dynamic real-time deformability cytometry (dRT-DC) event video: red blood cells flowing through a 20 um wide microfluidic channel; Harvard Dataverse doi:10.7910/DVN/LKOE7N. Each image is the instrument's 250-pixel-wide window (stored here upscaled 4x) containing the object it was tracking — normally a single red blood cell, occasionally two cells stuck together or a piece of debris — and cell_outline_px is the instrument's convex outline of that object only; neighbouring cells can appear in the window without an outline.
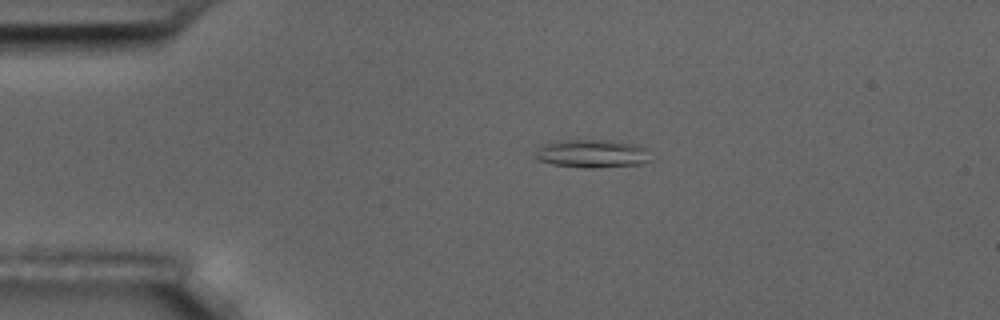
{"species": "common noctule bat (a hibernating species)", "species_latin": "Nyctalus noctula", "temperature_condition": "room temperature", "stored_images_in_passage": 55, "segment_of_instrument_passage": [1, 2], "camera_frame_rate_fps": 3000, "um_per_image_px": 0.085, "animal": {"sex": "male", "body_mass_g": 17.5, "forearm_length_mm": 52.3}, "frame": {"image": 1, "passage_image": 11, "time_ms": 3.333, "image_size_px": [1000, 320], "cell_outline_px": [[652, 160], [644, 164], [596, 168], [584, 168], [552, 164], [536, 160], [536, 152], [540, 144], [556, 140], [616, 140], [640, 144], [648, 148]], "centroid_in_image_um": [50.4, 13.05], "position_along_channel_um": 34.6, "area_um2": 19.71}}
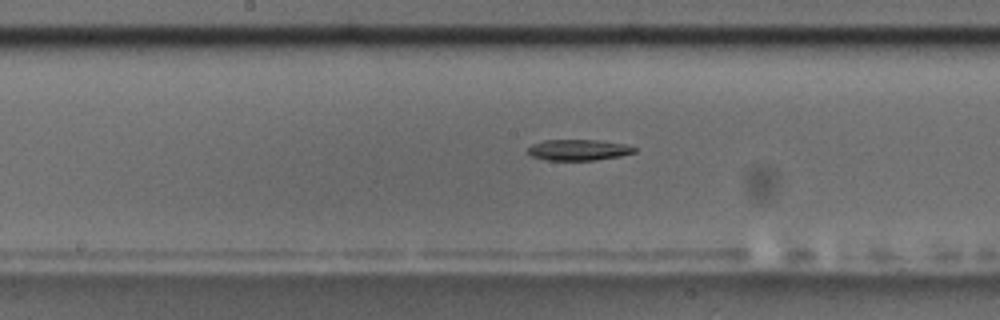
{"frame": {"image": 2, "passage_image": 28, "time_ms": 9.0, "image_size_px": [1000, 320], "cell_outline_px": [[636, 152], [620, 156], [596, 160], [548, 160], [532, 156], [528, 152], [528, 148], [532, 144], [544, 140], [596, 140], [624, 144], [636, 148]], "centroid_in_image_um": [49.17, 12.74], "position_along_channel_um": 199.0, "area_um2": 12.89}}
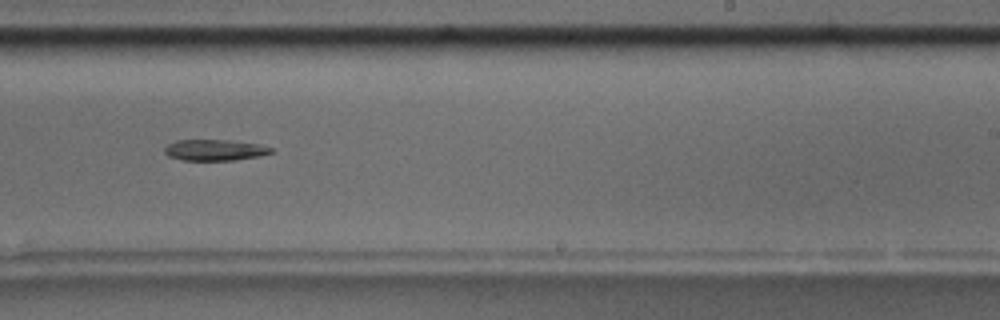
{"frame": {"image": 3, "passage_image": 34, "time_ms": 11.0, "image_size_px": [1000, 320], "cell_outline_px": [[272, 152], [260, 156], [236, 160], [180, 160], [168, 156], [164, 152], [164, 148], [168, 144], [176, 140], [228, 140], [260, 144], [272, 148]], "centroid_in_image_um": [18.24, 12.75], "position_along_channel_um": 270.8, "area_um2": 13.12}}